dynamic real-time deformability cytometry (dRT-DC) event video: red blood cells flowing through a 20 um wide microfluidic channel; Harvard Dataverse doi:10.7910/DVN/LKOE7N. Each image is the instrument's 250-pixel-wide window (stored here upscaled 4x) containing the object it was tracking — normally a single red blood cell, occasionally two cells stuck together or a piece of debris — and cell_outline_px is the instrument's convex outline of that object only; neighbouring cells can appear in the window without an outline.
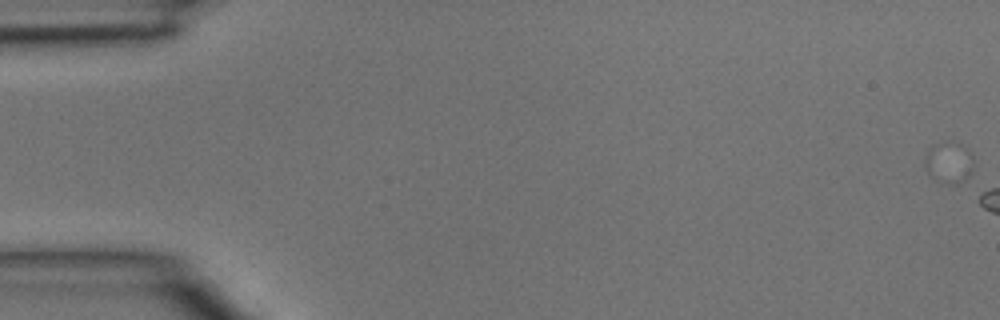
{"species": "common noctule bat (a hibernating species)", "species_latin": "Nyctalus noctula", "temperature_condition": "room temperature", "stored_images_in_passage": 5, "camera_frame_rate_fps": 3000, "um_per_image_px": 0.085, "animal": {"sex": "male", "body_mass_g": 15.6}, "frame": {"image": 1, "passage_image": 1, "time_ms": 0.0, "image_size_px": [1000, 320], "cell_outline_px": [[972, 172], [964, 180], [956, 184], [944, 184], [936, 180], [924, 168], [924, 156], [932, 144], [944, 140], [956, 140], [972, 152]], "centroid_in_image_um": [80.63, 13.76], "position_along_channel_um": 4.4, "area_um2": 12.25}}
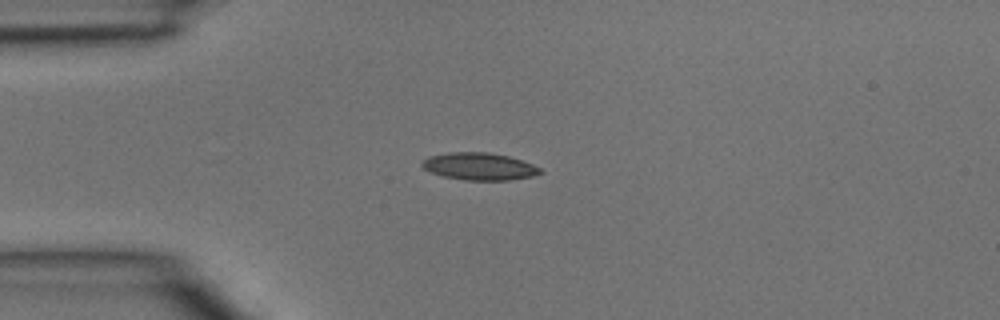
{"frame": {"image": 2, "passage_image": 5, "time_ms": 1.333, "image_size_px": [1000, 320], "cell_outline_px": [[544, 172], [532, 176], [508, 180], [464, 180], [444, 176], [432, 172], [424, 168], [420, 164], [428, 156], [448, 152], [488, 152], [508, 156], [532, 164], [540, 168]], "centroid_in_image_um": [40.74, 14.14], "position_along_channel_um": 44.3, "area_um2": 18.67}}